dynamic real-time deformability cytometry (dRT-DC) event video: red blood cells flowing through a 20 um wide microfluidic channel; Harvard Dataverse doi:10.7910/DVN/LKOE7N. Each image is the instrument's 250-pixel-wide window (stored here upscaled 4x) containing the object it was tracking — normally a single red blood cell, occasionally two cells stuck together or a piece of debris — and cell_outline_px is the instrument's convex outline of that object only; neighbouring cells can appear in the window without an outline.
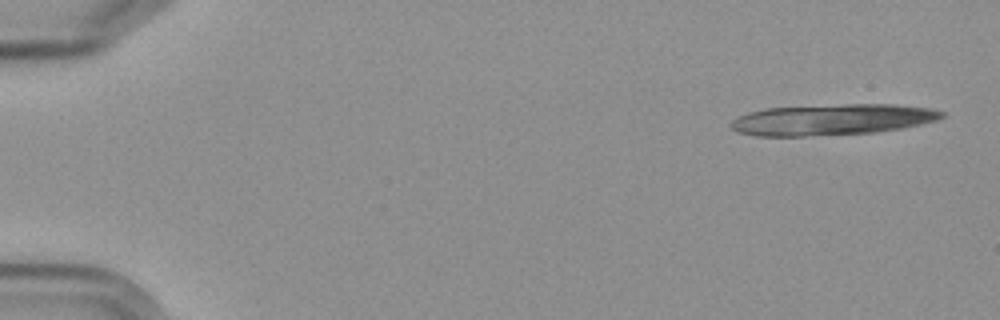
{"species": "Egyptian fruit bat (a non-hibernating species)", "species_latin": "Rousettus aegyptiacus", "temperature_condition": "cold", "stored_images_in_passage": 6, "camera_frame_rate_fps": 3000, "um_per_image_px": 0.085, "frame": {"image": 1, "passage_image": 1, "time_ms": 0.0, "image_size_px": [1000, 320], "cell_outline_px": [[944, 116], [936, 120], [920, 124], [900, 128], [876, 132], [800, 136], [756, 136], [736, 132], [732, 128], [732, 120], [748, 112], [764, 108], [844, 104], [896, 104], [932, 108], [944, 112]], "centroid_in_image_um": [70.73, 10.16], "position_along_channel_um": 14.3, "area_um2": 38.03}}